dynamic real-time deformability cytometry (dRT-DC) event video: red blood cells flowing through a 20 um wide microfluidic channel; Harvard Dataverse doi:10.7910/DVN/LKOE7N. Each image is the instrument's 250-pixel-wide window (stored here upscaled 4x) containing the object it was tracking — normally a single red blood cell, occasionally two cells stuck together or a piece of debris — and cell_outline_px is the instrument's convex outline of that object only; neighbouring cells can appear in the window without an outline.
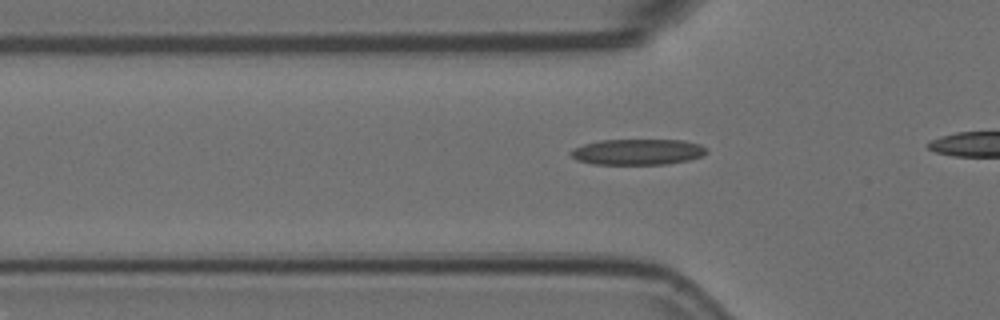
{"species": "Egyptian fruit bat (a non-hibernating species)", "species_latin": "Rousettus aegyptiacus", "temperature_condition": "room temperature", "stored_images_in_passage": 21, "camera_frame_rate_fps": 3000, "um_per_image_px": 0.085, "animal": {"sex": "female"}, "frame": {"image": 1, "passage_image": 11, "time_ms": 3.333, "image_size_px": [1000, 320], "cell_outline_px": [[708, 152], [700, 156], [688, 160], [664, 164], [592, 164], [576, 160], [568, 152], [572, 148], [584, 144], [600, 140], [684, 140], [700, 144], [708, 148]], "centroid_in_image_um": [54.18, 12.9], "position_along_channel_um": 71.6, "area_um2": 20.52}}
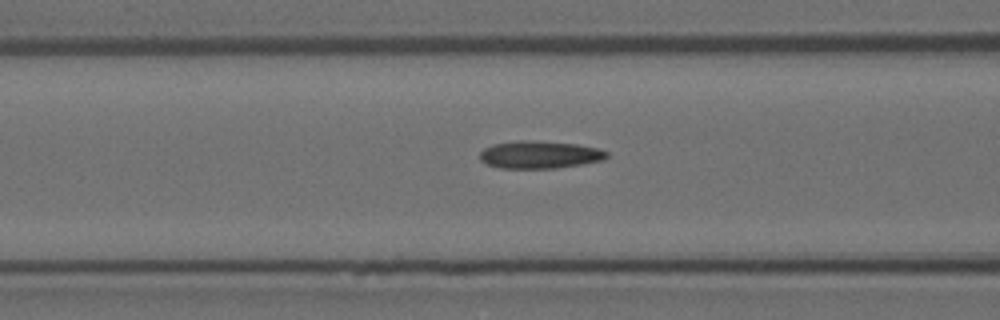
{"frame": {"image": 2, "passage_image": 15, "time_ms": 4.667, "image_size_px": [1000, 320], "cell_outline_px": [[608, 156], [604, 160], [556, 168], [500, 168], [488, 164], [480, 160], [480, 152], [484, 148], [492, 144], [516, 140], [536, 140], [576, 144], [596, 148], [608, 152]], "centroid_in_image_um": [45.84, 13.14], "position_along_channel_um": 120.8, "area_um2": 20.4}}
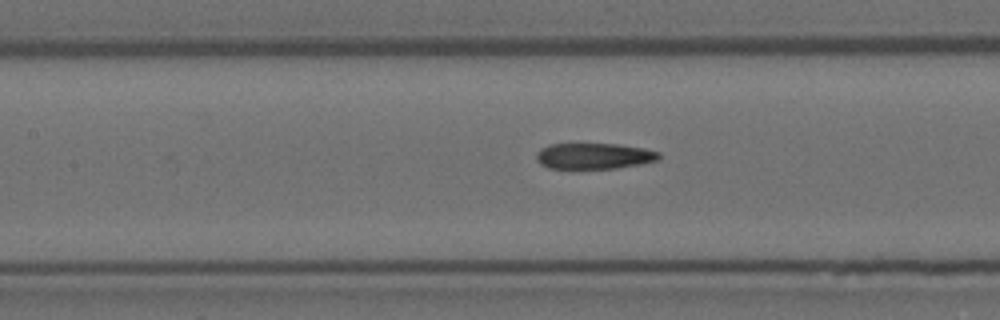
{"frame": {"image": 3, "passage_image": 18, "time_ms": 5.667, "image_size_px": [1000, 320], "cell_outline_px": [[660, 156], [656, 160], [640, 164], [616, 168], [548, 168], [540, 164], [536, 160], [536, 152], [540, 148], [548, 144], [620, 144], [644, 148], [660, 152]], "centroid_in_image_um": [50.45, 13.25], "position_along_channel_um": 156.9, "area_um2": 18.55}}